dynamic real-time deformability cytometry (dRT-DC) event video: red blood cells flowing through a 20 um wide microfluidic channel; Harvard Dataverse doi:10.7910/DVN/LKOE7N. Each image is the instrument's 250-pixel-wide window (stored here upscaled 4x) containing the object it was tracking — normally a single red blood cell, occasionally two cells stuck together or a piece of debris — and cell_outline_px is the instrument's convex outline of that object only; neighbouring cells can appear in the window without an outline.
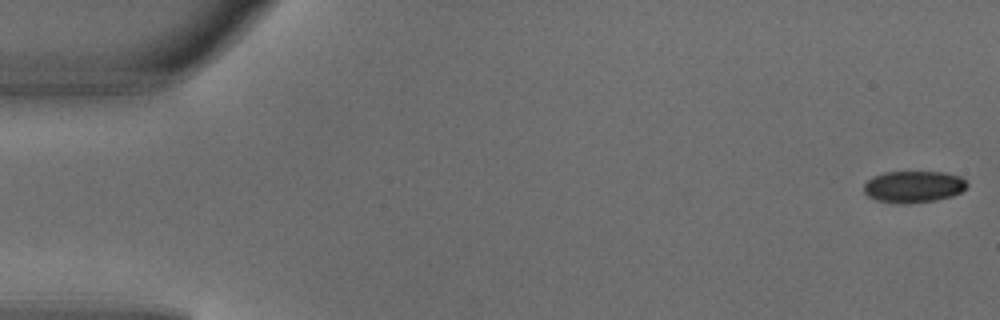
{"species": "common noctule bat (a hibernating species)", "species_latin": "Nyctalus noctula", "temperature_condition": "warm", "stored_images_in_passage": 6, "camera_frame_rate_fps": 3000, "um_per_image_px": 0.085, "animal": {"sex": "male", "body_mass_g": 18.8}, "frame": {"image": 1, "passage_image": 1, "time_ms": 0.0, "image_size_px": [1000, 320], "cell_outline_px": [[968, 184], [960, 192], [952, 196], [932, 200], [908, 204], [876, 200], [868, 196], [864, 192], [864, 184], [872, 176], [884, 172], [944, 172], [960, 176]], "centroid_in_image_um": [77.62, 15.86], "position_along_channel_um": 7.4, "area_um2": 18.9}}
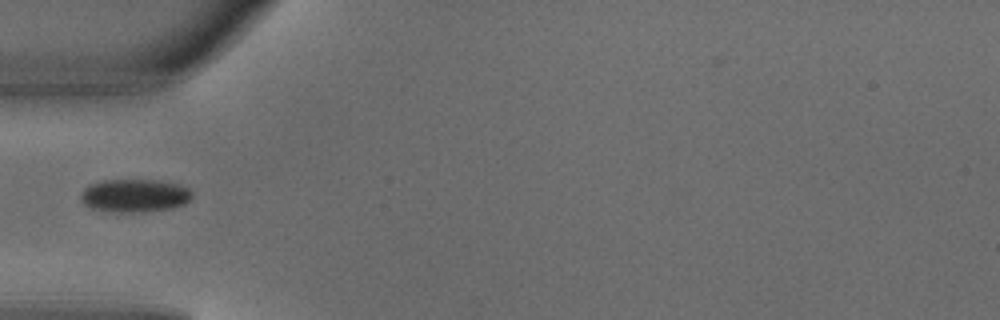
{"frame": {"image": 2, "passage_image": 5, "time_ms": 1.333, "image_size_px": [1000, 320], "cell_outline_px": [[192, 196], [184, 204], [172, 208], [144, 212], [116, 212], [92, 208], [84, 204], [80, 196], [80, 192], [88, 184], [100, 180], [160, 180], [176, 184], [188, 188], [192, 192]], "centroid_in_image_um": [11.41, 16.62], "position_along_channel_um": 73.6, "area_um2": 21.56}}
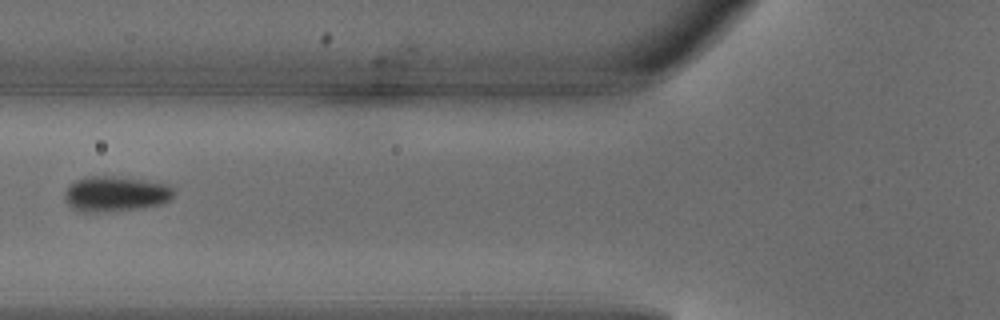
{"frame": {"image": 3, "passage_image": 6, "time_ms": 1.667, "image_size_px": [1000, 320], "cell_outline_px": [[172, 200], [160, 204], [140, 208], [96, 212], [80, 212], [72, 208], [68, 204], [64, 196], [64, 192], [76, 180], [88, 176], [112, 176], [172, 184]], "centroid_in_image_um": [9.83, 16.48], "position_along_channel_um": 116.0, "area_um2": 22.31}}